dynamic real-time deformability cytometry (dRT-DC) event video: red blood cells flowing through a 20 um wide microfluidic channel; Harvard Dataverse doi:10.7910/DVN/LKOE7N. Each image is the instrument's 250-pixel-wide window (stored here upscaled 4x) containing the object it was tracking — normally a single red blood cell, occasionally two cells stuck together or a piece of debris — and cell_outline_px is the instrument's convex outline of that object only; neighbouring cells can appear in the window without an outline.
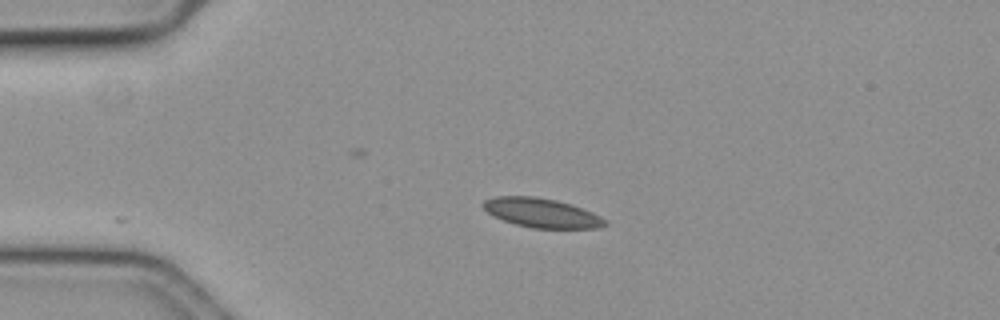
{"species": "common noctule bat (a hibernating species)", "species_latin": "Nyctalus noctula", "temperature_condition": "cold", "stored_images_in_passage": 17, "camera_frame_rate_fps": 3000, "um_per_image_px": 0.085, "animal": {"sex": "female", "body_mass_g": 19.3, "forearm_length_mm": 54.1}, "frame": {"image": 1, "passage_image": 1, "time_ms": 0.0, "image_size_px": [1000, 320], "cell_outline_px": [[608, 224], [600, 228], [532, 228], [516, 224], [504, 220], [488, 212], [480, 204], [484, 200], [496, 196], [536, 196], [556, 200], [572, 204], [592, 212], [608, 220]], "centroid_in_image_um": [46.08, 18.09], "position_along_channel_um": 38.9, "area_um2": 20.81}}
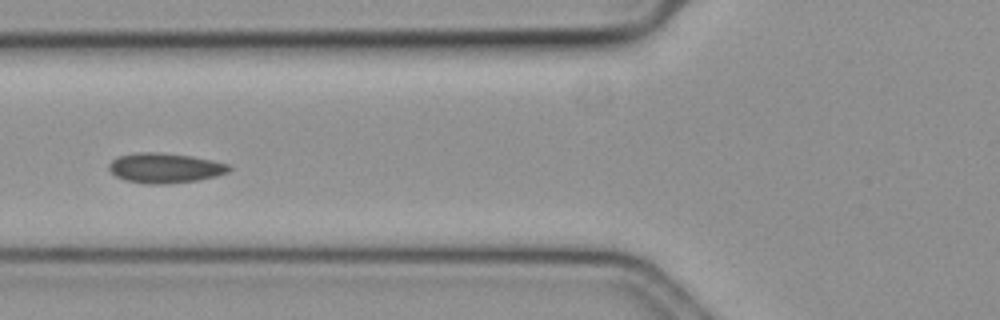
{"frame": {"image": 2, "passage_image": 10, "time_ms": 3.0, "image_size_px": [1000, 320], "cell_outline_px": [[232, 168], [228, 172], [216, 176], [196, 180], [164, 184], [148, 184], [124, 180], [116, 176], [108, 168], [108, 164], [116, 156], [136, 152], [160, 152], [192, 156], [232, 164]], "centroid_in_image_um": [14.02, 14.26], "position_along_channel_um": 111.8, "area_um2": 21.15}}
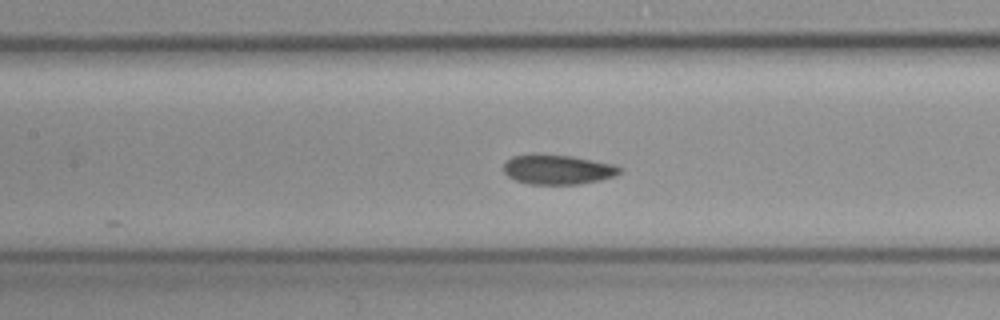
{"frame": {"image": 3, "passage_image": 14, "time_ms": 4.333, "image_size_px": [1000, 320], "cell_outline_px": [[624, 168], [616, 176], [600, 180], [580, 184], [528, 184], [516, 180], [508, 176], [504, 172], [504, 164], [512, 156], [536, 152], [572, 156], [612, 164]], "centroid_in_image_um": [47.39, 14.39], "position_along_channel_um": 160.0, "area_um2": 20.4}}